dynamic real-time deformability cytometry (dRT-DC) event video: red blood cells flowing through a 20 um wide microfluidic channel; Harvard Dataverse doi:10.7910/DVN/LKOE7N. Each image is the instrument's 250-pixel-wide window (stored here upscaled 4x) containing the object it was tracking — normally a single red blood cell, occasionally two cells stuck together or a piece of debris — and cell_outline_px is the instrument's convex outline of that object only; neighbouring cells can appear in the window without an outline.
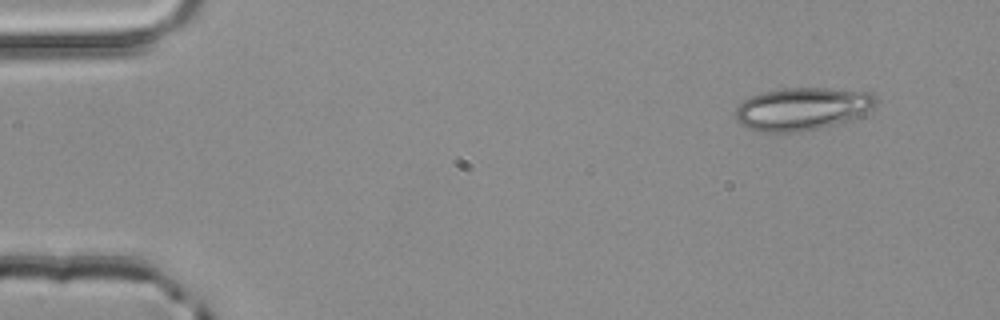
{"species": "common noctule bat (a hibernating species)", "species_latin": "Nyctalus noctula", "temperature_condition": "room temperature", "stored_images_in_passage": 3, "camera_frame_rate_fps": 3000, "um_per_image_px": 0.085, "animal": {"sex": "male", "body_mass_g": 20.4}, "frame": {"image": 1, "passage_image": 1, "time_ms": 0.0, "image_size_px": [1000, 320], "cell_outline_px": [[880, 100], [872, 108], [860, 116], [852, 120], [820, 128], [800, 132], [760, 132], [748, 128], [740, 124], [736, 120], [732, 112], [744, 100], [752, 96], [764, 92], [784, 88], [828, 88], [872, 92]], "centroid_in_image_um": [68.21, 9.26], "position_along_channel_um": 16.8, "area_um2": 35.43}}